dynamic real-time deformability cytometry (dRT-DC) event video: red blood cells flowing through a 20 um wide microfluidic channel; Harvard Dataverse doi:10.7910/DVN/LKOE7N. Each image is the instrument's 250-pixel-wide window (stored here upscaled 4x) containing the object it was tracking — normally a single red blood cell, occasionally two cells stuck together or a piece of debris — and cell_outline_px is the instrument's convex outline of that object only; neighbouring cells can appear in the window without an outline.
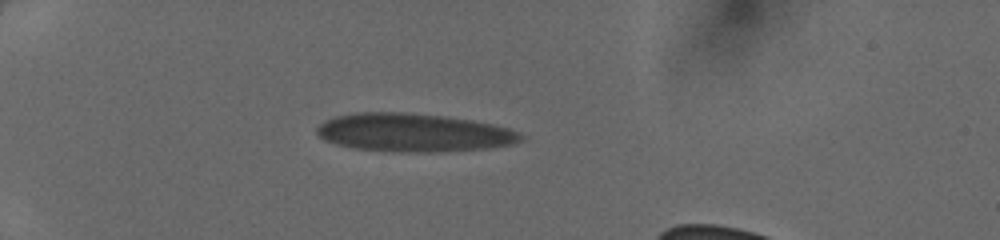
{"species": "human", "species_latin": "Homo sapiens", "temperature_condition": "cold", "stored_images_in_passage": 34, "camera_frame_rate_fps": 3000, "um_per_image_px": 0.085, "donor": {"sex": "female"}, "frame": {"image": 1, "passage_image": 1, "time_ms": 0.0, "image_size_px": [1000, 240], "cell_outline_px": [[524, 136], [520, 140], [512, 144], [488, 148], [440, 152], [416, 152], [352, 148], [336, 144], [324, 140], [316, 132], [316, 128], [324, 120], [336, 116], [360, 112], [400, 112], [440, 116], [472, 120], [492, 124], [508, 128]], "centroid_in_image_um": [35.12, 11.27], "position_along_channel_um": 49.9, "area_um2": 45.08}}
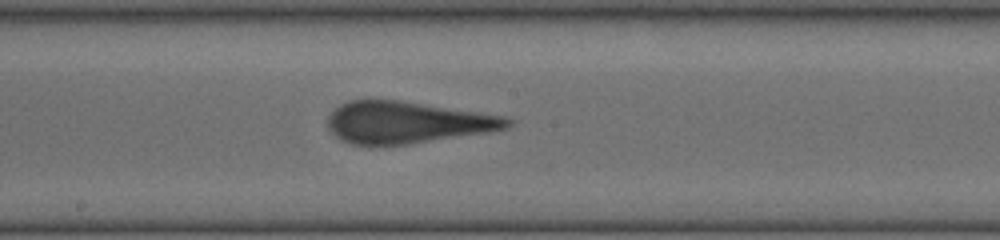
{"frame": {"image": 2, "passage_image": 15, "time_ms": 4.667, "image_size_px": [1000, 240], "cell_outline_px": [[512, 124], [508, 128], [488, 132], [408, 144], [352, 144], [340, 140], [328, 128], [328, 116], [340, 104], [348, 100], [396, 100], [504, 116], [512, 120]], "centroid_in_image_um": [34.58, 10.4], "position_along_channel_um": 213.6, "area_um2": 43.18}}
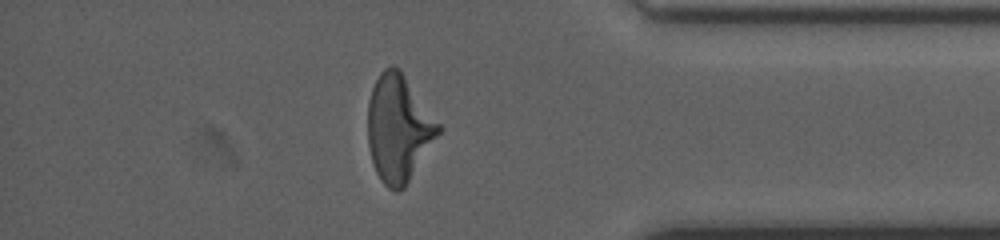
{"frame": {"image": 3, "passage_image": 29, "time_ms": 9.333, "image_size_px": [1000, 240], "cell_outline_px": [[444, 128], [404, 188], [400, 192], [396, 192], [388, 188], [380, 180], [376, 172], [372, 160], [368, 144], [368, 100], [372, 88], [380, 72], [384, 68], [392, 64], [400, 68]], "centroid_in_image_um": [33.9, 10.89], "position_along_channel_um": 401.3, "area_um2": 44.45}}